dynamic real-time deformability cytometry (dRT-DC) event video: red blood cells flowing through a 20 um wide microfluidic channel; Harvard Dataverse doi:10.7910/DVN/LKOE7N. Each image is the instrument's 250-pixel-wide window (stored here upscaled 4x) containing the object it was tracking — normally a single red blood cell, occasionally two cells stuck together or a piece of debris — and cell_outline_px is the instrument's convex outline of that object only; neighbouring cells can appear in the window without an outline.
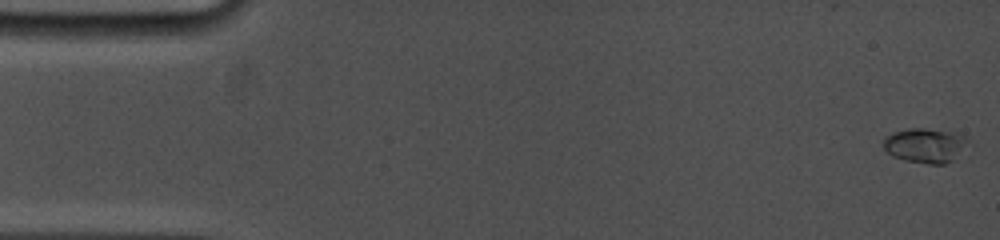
{"species": "common noctule bat (a hibernating species)", "species_latin": "Nyctalus noctula", "temperature_condition": "cold", "stored_images_in_passage": 59, "camera_frame_rate_fps": 5000, "um_per_image_px": 0.085, "animal": {"sex": "female", "body_mass_g": 19.0, "forearm_length_mm": 53.3}, "frame": {"image": 1, "passage_image": 1, "time_ms": 0.0, "image_size_px": [1000, 240], "cell_outline_px": [[972, 156], [944, 164], [928, 164], [904, 160], [892, 156], [884, 148], [884, 136], [892, 132], [908, 128], [924, 128], [956, 132], [964, 136], [972, 144]], "centroid_in_image_um": [78.86, 12.39], "position_along_channel_um": 6.1, "area_um2": 18.44}}
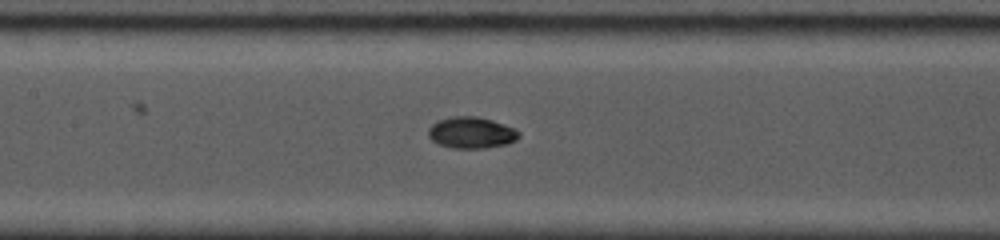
{"frame": {"image": 2, "passage_image": 26, "time_ms": 7.8, "image_size_px": [1000, 240], "cell_outline_px": [[520, 136], [516, 140], [508, 144], [484, 148], [452, 148], [440, 144], [432, 140], [428, 136], [428, 128], [436, 120], [452, 116], [476, 116], [492, 120], [516, 128], [520, 132]], "centroid_in_image_um": [40.08, 11.27], "position_along_channel_um": 167.3, "area_um2": 16.76}}
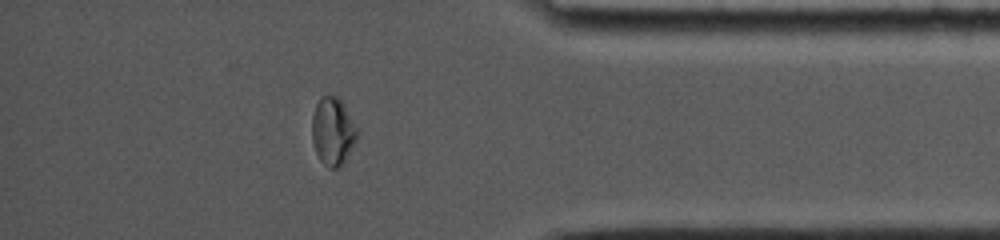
{"frame": {"image": 3, "passage_image": 51, "time_ms": 14.4, "image_size_px": [1000, 240], "cell_outline_px": [[360, 132], [344, 164], [340, 168], [328, 168], [320, 160], [316, 152], [312, 140], [312, 116], [316, 104], [320, 96], [336, 96], [344, 104]], "centroid_in_image_um": [28.31, 11.18], "position_along_channel_um": 406.9, "area_um2": 18.09}, "authors_computed_cell_mechanics": {"area_um2": 16.1262, "velocity_mm_per_s": 3.7975, "shape_relaxation_time_tau1_ms": 6.6945, "shape_relaxation_time_tau2_ms": 3.3739, "deformation_change_tau1": 0.1924, "deformation_change_tau2": 0.0291}}